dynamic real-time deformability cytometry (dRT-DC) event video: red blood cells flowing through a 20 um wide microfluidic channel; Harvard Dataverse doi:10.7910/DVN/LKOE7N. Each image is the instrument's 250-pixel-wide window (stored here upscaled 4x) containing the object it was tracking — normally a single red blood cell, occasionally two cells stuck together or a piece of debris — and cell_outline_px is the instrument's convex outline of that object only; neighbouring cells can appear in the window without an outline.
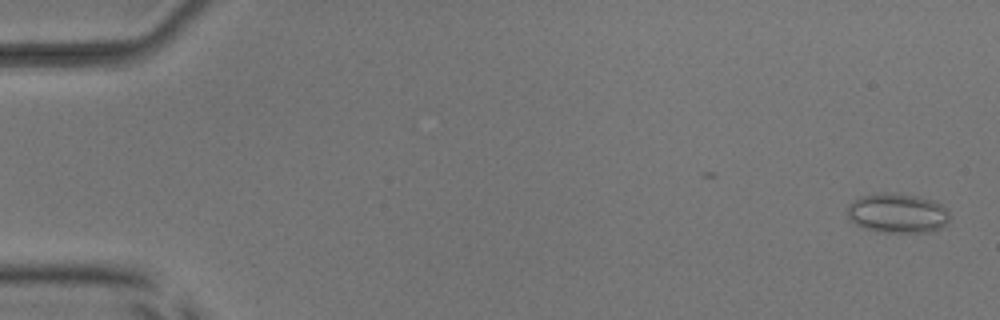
{"species": "common noctule bat (a hibernating species)", "species_latin": "Nyctalus noctula", "temperature_condition": "room temperature", "stored_images_in_passage": 54, "camera_frame_rate_fps": 3000, "um_per_image_px": 0.085, "animal": {"sex": "male", "body_mass_g": 17.9, "forearm_length_mm": 54.2}, "frame": {"image": 1, "passage_image": 2, "time_ms": 0.333, "image_size_px": [1000, 320], "cell_outline_px": [[948, 224], [940, 228], [928, 232], [876, 232], [864, 228], [856, 224], [848, 216], [848, 204], [852, 200], [860, 196], [884, 192], [896, 192], [936, 200], [948, 208]], "centroid_in_image_um": [76.3, 18.1], "position_along_channel_um": 8.7, "area_um2": 23.99}}
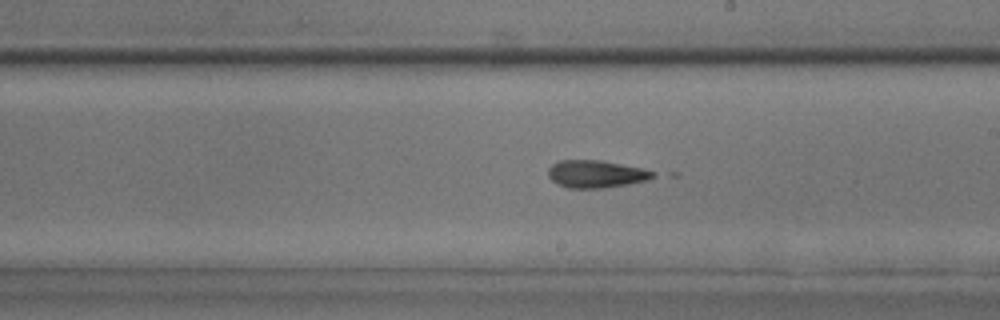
{"frame": {"image": 2, "passage_image": 32, "time_ms": 10.333, "image_size_px": [1000, 320], "cell_outline_px": [[656, 176], [648, 180], [628, 184], [604, 188], [568, 188], [556, 184], [548, 176], [548, 168], [552, 164], [560, 160], [600, 160], [640, 168], [652, 172]], "centroid_in_image_um": [50.61, 14.8], "position_along_channel_um": 238.4, "area_um2": 16.7}}
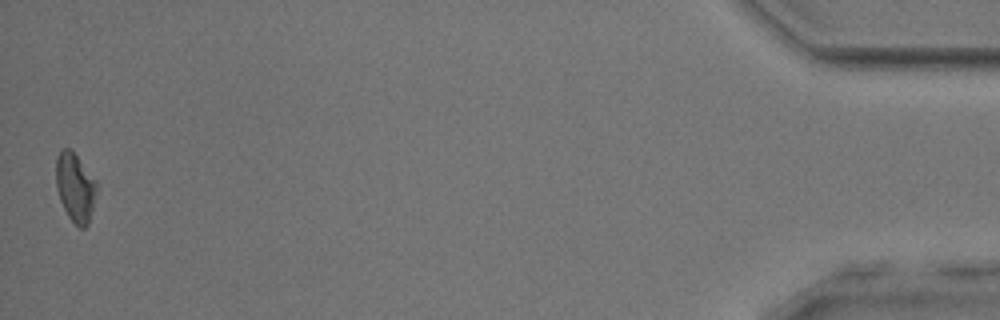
{"frame": {"image": 3, "passage_image": 54, "time_ms": 17.667, "image_size_px": [1000, 320], "cell_outline_px": [[96, 188], [92, 208], [88, 224], [84, 228], [80, 228], [68, 216], [60, 200], [56, 188], [56, 156], [60, 148], [72, 148], [96, 180]], "centroid_in_image_um": [6.37, 15.85], "position_along_channel_um": 428.8, "area_um2": 16.3}, "authors_computed_cell_mechanics": {"area_um2": 17.1377, "velocity_mm_per_s": 3.8473, "shape_relaxation_time_tau1_ms": 6.5551, "shape_relaxation_time_tau2_ms": 2.8975, "deformation_change_tau1": 0.1291, "deformation_change_tau2": 0.1117}}